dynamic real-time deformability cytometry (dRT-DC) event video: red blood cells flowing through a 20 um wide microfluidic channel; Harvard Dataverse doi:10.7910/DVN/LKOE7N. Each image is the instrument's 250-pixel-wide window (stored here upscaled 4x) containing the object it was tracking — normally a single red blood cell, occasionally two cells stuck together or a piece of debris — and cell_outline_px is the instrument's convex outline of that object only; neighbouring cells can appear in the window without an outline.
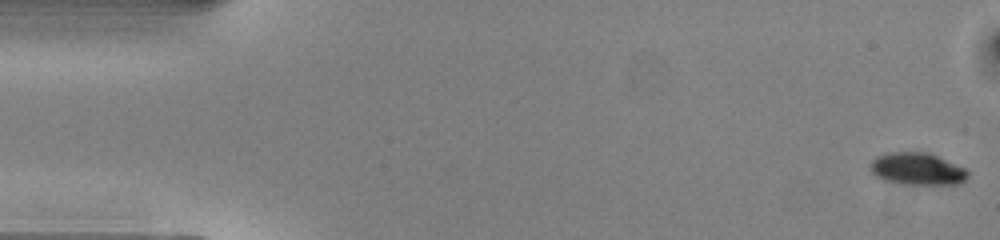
{"species": "common noctule bat (a hibernating species)", "species_latin": "Nyctalus noctula", "temperature_condition": "warm", "stored_images_in_passage": 42, "camera_frame_rate_fps": 3000, "um_per_image_px": 0.085, "animal": {"sex": "male", "body_mass_g": 13.0, "forearm_length_mm": 53.1}, "frame": {"image": 1, "passage_image": 1, "time_ms": 0.0, "image_size_px": [1000, 240], "cell_outline_px": [[968, 176], [960, 184], [900, 184], [884, 180], [876, 176], [872, 172], [868, 164], [876, 156], [888, 152], [928, 152], [964, 168], [968, 172]], "centroid_in_image_um": [77.92, 14.35], "position_along_channel_um": 7.1, "area_um2": 18.32}}
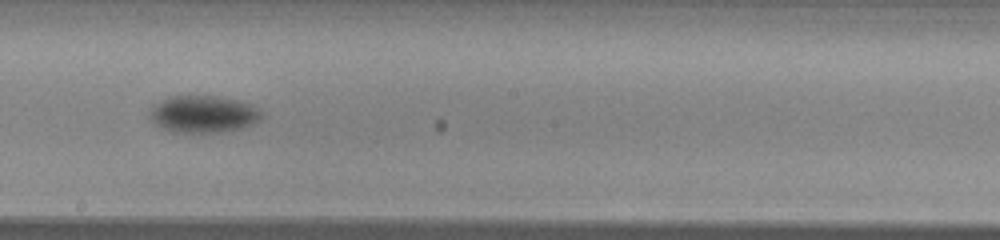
{"frame": {"image": 2, "passage_image": 28, "time_ms": 9.0, "image_size_px": [1000, 240], "cell_outline_px": [[260, 116], [252, 124], [240, 128], [220, 132], [172, 132], [156, 124], [148, 116], [152, 104], [168, 96], [216, 96], [236, 100], [248, 104], [256, 108], [260, 112]], "centroid_in_image_um": [17.18, 9.69], "position_along_channel_um": 231.0, "area_um2": 23.81}}
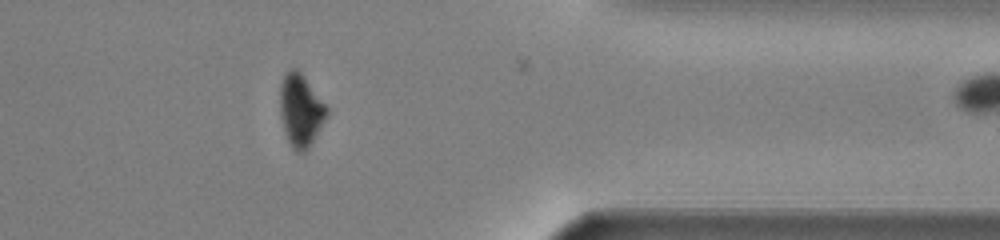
{"frame": {"image": 3, "passage_image": 41, "time_ms": 13.333, "image_size_px": [1000, 240], "cell_outline_px": [[328, 112], [324, 120], [308, 148], [304, 152], [296, 152], [292, 148], [288, 140], [280, 116], [280, 88], [284, 76], [292, 68], [296, 68], [304, 76], [328, 108]], "centroid_in_image_um": [25.54, 9.38], "position_along_channel_um": 385.9, "area_um2": 19.25}}